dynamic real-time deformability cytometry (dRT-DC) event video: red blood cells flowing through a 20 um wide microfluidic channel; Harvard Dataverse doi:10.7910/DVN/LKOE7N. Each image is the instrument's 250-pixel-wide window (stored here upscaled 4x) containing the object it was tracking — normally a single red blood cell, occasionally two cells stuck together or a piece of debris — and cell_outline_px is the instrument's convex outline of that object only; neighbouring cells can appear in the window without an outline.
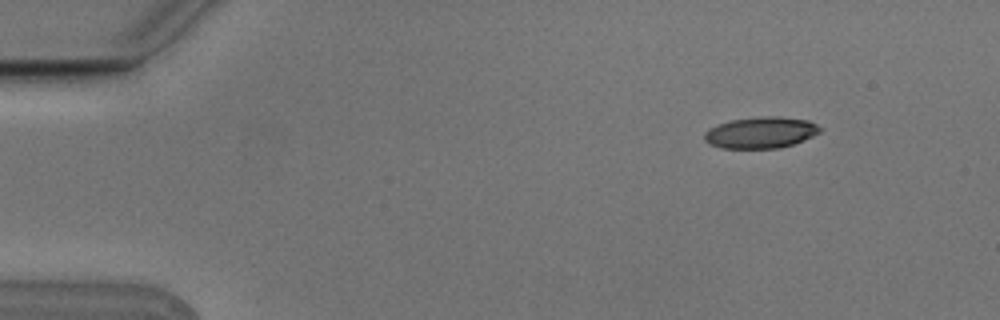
{"species": "Egyptian fruit bat (a non-hibernating species)", "species_latin": "Rousettus aegyptiacus", "temperature_condition": "cold", "stored_images_in_passage": 5, "segment_of_instrument_passage": [1, 2], "camera_frame_rate_fps": 3000, "um_per_image_px": 0.085, "animal": {"sex": "male"}, "frame": {"image": 1, "passage_image": 1, "time_ms": 0.0, "image_size_px": [1000, 320], "cell_outline_px": [[824, 128], [820, 132], [804, 140], [780, 148], [720, 148], [708, 144], [704, 140], [704, 132], [708, 128], [716, 124], [732, 120], [764, 116], [776, 116], [808, 120]], "centroid_in_image_um": [64.64, 11.27], "position_along_channel_um": 20.4, "area_um2": 21.27}}